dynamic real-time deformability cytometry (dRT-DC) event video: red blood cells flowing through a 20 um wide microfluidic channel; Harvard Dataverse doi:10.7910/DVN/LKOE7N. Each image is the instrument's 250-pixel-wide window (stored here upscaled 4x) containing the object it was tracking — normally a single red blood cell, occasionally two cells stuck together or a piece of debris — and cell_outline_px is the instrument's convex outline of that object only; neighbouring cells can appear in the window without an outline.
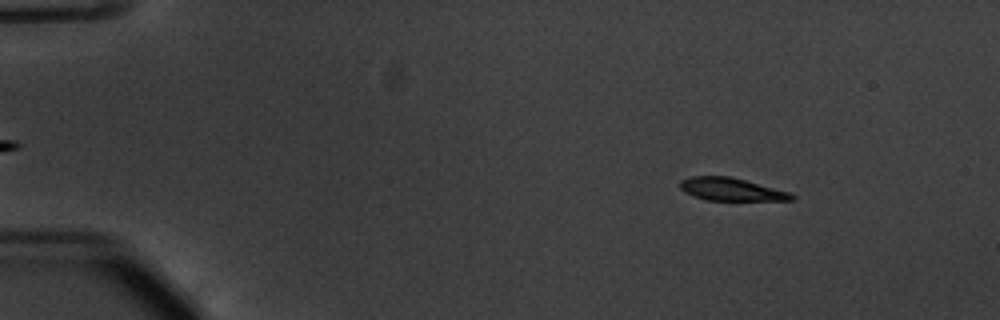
{"species": "common noctule bat (a hibernating species)", "species_latin": "Nyctalus noctula", "temperature_condition": "warm", "stored_images_in_passage": 54, "camera_frame_rate_fps": 3000, "um_per_image_px": 0.085, "animal": {"sex": "male", "body_mass_g": 20.1, "forearm_length_mm": 53.5}, "frame": {"image": 1, "passage_image": 7, "time_ms": 2.0, "image_size_px": [1000, 320], "cell_outline_px": [[796, 200], [704, 200], [692, 196], [684, 192], [680, 188], [680, 180], [692, 176], [728, 176], [744, 180], [788, 192], [796, 196]], "centroid_in_image_um": [62.1, 16.1], "position_along_channel_um": 22.9, "area_um2": 14.68}}
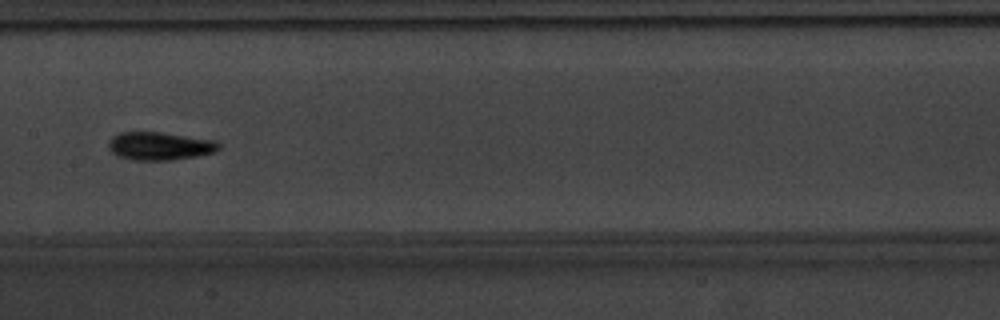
{"frame": {"image": 2, "passage_image": 28, "time_ms": 9.0, "image_size_px": [1000, 320], "cell_outline_px": [[220, 148], [216, 152], [196, 156], [172, 160], [132, 160], [120, 156], [112, 152], [108, 148], [108, 140], [112, 136], [120, 132], [160, 132], [216, 140], [220, 144]], "centroid_in_image_um": [13.58, 12.41], "position_along_channel_um": 193.8, "area_um2": 18.15}}
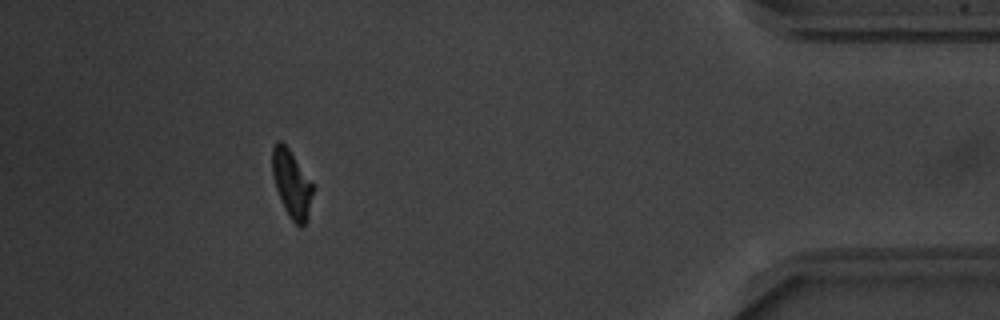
{"frame": {"image": 3, "passage_image": 49, "time_ms": 16.0, "image_size_px": [1000, 320], "cell_outline_px": [[312, 192], [308, 216], [304, 224], [300, 228], [288, 216], [284, 208], [276, 188], [272, 176], [272, 148], [276, 140], [280, 140], [288, 148], [312, 184]], "centroid_in_image_um": [24.75, 15.62], "position_along_channel_um": 410.5, "area_um2": 15.55}, "authors_computed_cell_mechanics": {"area_um2": 16.4152, "velocity_mm_per_s": 3.7796, "shape_relaxation_time_tau1_ms": 2.0647, "shape_relaxation_time_tau2_ms": 3.0315, "deformation_change_tau1": 0.1543, "deformation_change_tau2": 0.0798}}